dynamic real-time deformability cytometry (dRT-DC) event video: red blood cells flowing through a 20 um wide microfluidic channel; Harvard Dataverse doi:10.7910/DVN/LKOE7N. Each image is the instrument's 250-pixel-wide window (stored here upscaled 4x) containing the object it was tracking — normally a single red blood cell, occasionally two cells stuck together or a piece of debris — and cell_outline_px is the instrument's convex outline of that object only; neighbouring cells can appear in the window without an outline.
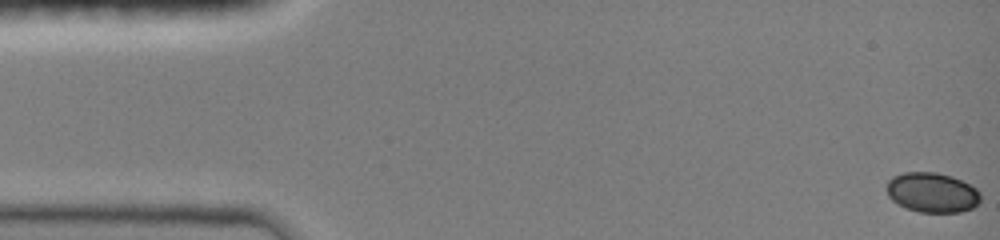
{"species": "common noctule bat (a hibernating species)", "species_latin": "Nyctalus noctula", "temperature_condition": "room temperature", "stored_images_in_passage": 48, "camera_frame_rate_fps": 3000, "um_per_image_px": 0.085, "animal": {"sex": "female", "body_mass_g": 19.0, "forearm_length_mm": 51.5}, "frame": {"image": 1, "passage_image": 1, "time_ms": 0.0, "image_size_px": [1000, 240], "cell_outline_px": [[980, 200], [972, 208], [960, 212], [920, 212], [904, 208], [896, 204], [888, 196], [888, 180], [892, 176], [904, 172], [936, 172], [952, 176], [976, 188], [980, 192]], "centroid_in_image_um": [79.21, 16.36], "position_along_channel_um": 5.8, "area_um2": 21.85}}
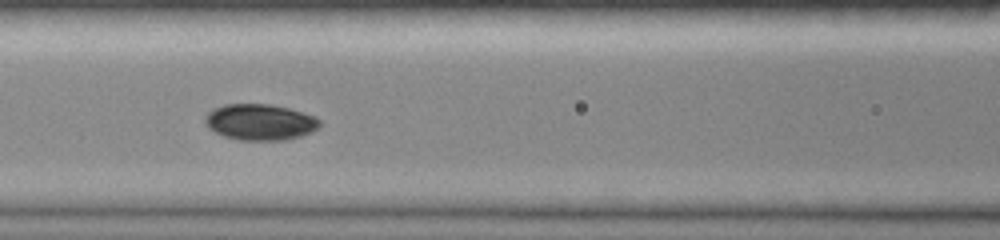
{"frame": {"image": 2, "passage_image": 21, "time_ms": 6.667, "image_size_px": [1000, 240], "cell_outline_px": [[320, 124], [312, 132], [300, 136], [284, 140], [240, 140], [224, 136], [208, 128], [204, 120], [204, 116], [212, 108], [224, 104], [272, 104], [288, 108], [316, 116], [320, 120]], "centroid_in_image_um": [22.08, 10.37], "position_along_channel_um": 144.5, "area_um2": 24.22}}
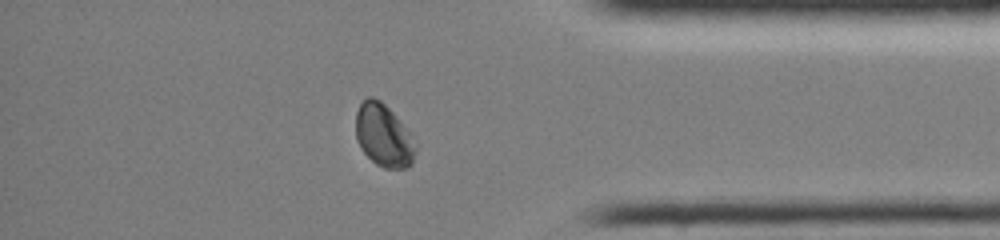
{"frame": {"image": 3, "passage_image": 41, "time_ms": 13.333, "image_size_px": [1000, 240], "cell_outline_px": [[416, 152], [412, 164], [408, 168], [384, 168], [376, 164], [364, 152], [356, 140], [356, 112], [360, 104], [368, 96], [372, 96], [380, 100], [412, 132], [416, 148]], "centroid_in_image_um": [32.63, 11.52], "position_along_channel_um": 402.6, "area_um2": 22.02}, "authors_computed_cell_mechanics": {"area_um2": 22.4264, "velocity_mm_per_s": 4.0203, "shape_relaxation_time_tau1_ms": 2.5243, "shape_relaxation_time_tau2_ms": 6.4983, "deformation_change_tau1": 0.1001, "deformation_change_tau2": 0.0576}}